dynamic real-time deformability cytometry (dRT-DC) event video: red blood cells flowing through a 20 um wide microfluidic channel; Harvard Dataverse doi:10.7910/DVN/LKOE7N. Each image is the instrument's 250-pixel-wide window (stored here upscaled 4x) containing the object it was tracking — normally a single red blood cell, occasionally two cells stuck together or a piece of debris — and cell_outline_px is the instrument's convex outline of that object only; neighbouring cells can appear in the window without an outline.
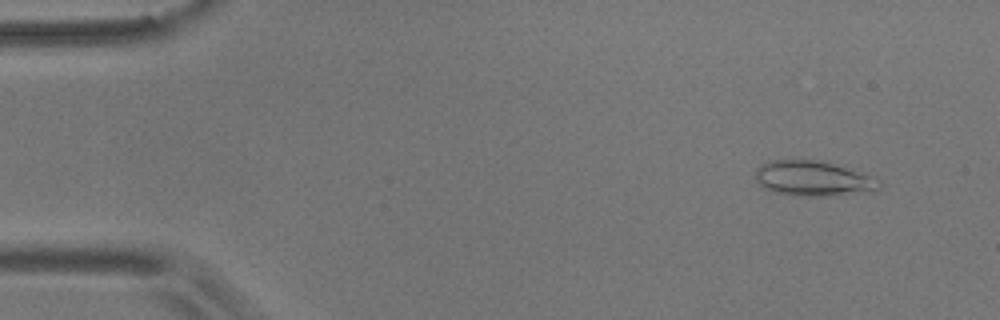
{"species": "common noctule bat (a hibernating species)", "species_latin": "Nyctalus noctula", "temperature_condition": "room temperature", "stored_images_in_passage": 55, "camera_frame_rate_fps": 3000, "um_per_image_px": 0.085, "animal": {"sex": "male", "body_mass_g": 17.9}, "frame": {"image": 1, "passage_image": 5, "time_ms": 1.333, "image_size_px": [1000, 320], "cell_outline_px": [[880, 184], [876, 188], [820, 196], [792, 196], [776, 192], [764, 188], [756, 180], [756, 168], [760, 164], [772, 160], [812, 160], [832, 164], [880, 180]], "centroid_in_image_um": [68.93, 15.16], "position_along_channel_um": 16.1, "area_um2": 24.1}}
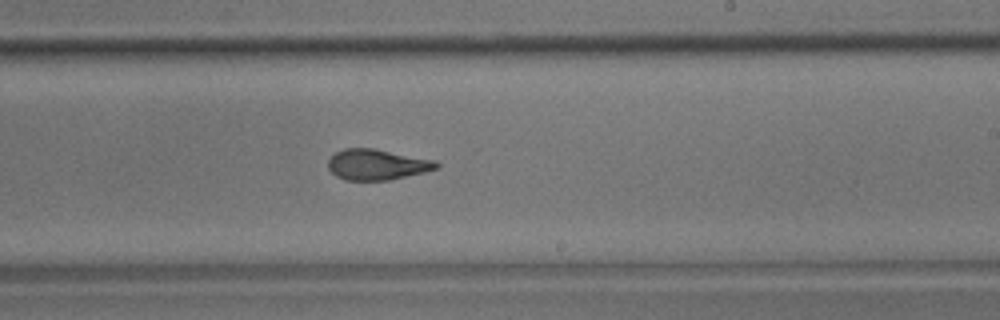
{"frame": {"image": 2, "passage_image": 33, "time_ms": 10.667, "image_size_px": [1000, 320], "cell_outline_px": [[440, 168], [424, 172], [388, 180], [344, 180], [336, 176], [328, 168], [328, 160], [336, 152], [344, 148], [376, 148], [436, 160], [440, 164]], "centroid_in_image_um": [32.07, 13.98], "position_along_channel_um": 256.9, "area_um2": 19.54}}
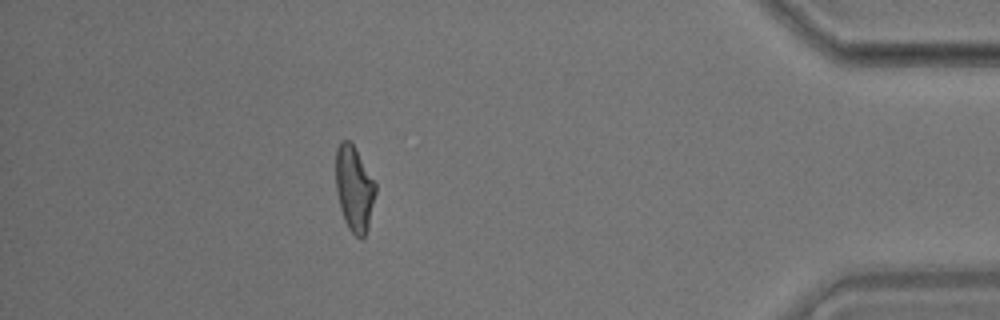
{"frame": {"image": 3, "passage_image": 49, "time_ms": 16.0, "image_size_px": [1000, 320], "cell_outline_px": [[376, 192], [368, 228], [364, 236], [360, 240], [348, 228], [344, 220], [340, 208], [336, 192], [336, 148], [340, 140], [348, 140], [356, 148], [376, 184]], "centroid_in_image_um": [30.1, 16.03], "position_along_channel_um": 405.1, "area_um2": 19.88}, "authors_computed_cell_mechanics": {"area_um2": 20.0566, "velocity_mm_per_s": 3.6535, "shape_relaxation_time_tau1_ms": 9.6786, "shape_relaxation_time_tau2_ms": 1.6904, "deformation_change_tau1": 0.2426, "deformation_change_tau2": 0.0984}}